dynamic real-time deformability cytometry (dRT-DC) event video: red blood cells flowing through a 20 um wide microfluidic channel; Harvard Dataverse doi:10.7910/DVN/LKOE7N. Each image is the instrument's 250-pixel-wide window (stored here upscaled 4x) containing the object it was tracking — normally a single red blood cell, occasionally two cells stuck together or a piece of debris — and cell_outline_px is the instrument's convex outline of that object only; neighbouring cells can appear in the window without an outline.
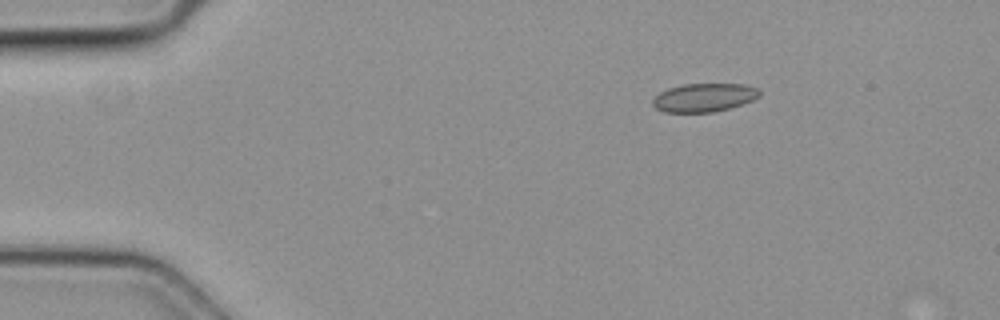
{"species": "common noctule bat (a hibernating species)", "species_latin": "Nyctalus noctula", "temperature_condition": "cold", "stored_images_in_passage": 4, "camera_frame_rate_fps": 3000, "um_per_image_px": 0.085, "animal": {"sex": "female", "body_mass_g": 19.3, "forearm_length_mm": 54.1}, "frame": {"image": 1, "passage_image": 1, "time_ms": 0.0, "image_size_px": [1000, 320], "cell_outline_px": [[760, 96], [752, 100], [728, 108], [712, 112], [664, 112], [656, 108], [652, 104], [652, 100], [660, 92], [668, 88], [684, 84], [744, 84], [756, 88], [760, 92]], "centroid_in_image_um": [59.82, 8.29], "position_along_channel_um": 25.2, "area_um2": 17.51}}
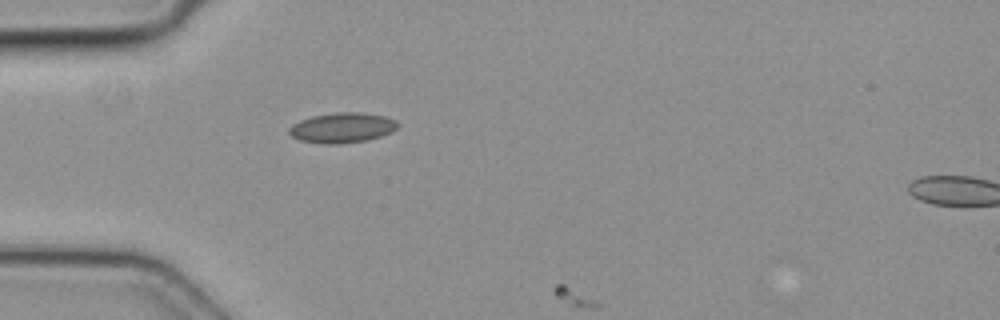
{"frame": {"image": 2, "passage_image": 3, "time_ms": 0.667, "image_size_px": [1000, 320], "cell_outline_px": [[400, 124], [392, 132], [380, 136], [364, 140], [340, 144], [324, 144], [300, 140], [292, 136], [288, 132], [288, 128], [292, 124], [300, 120], [312, 116], [336, 112], [360, 112], [384, 116], [396, 120]], "centroid_in_image_um": [29.07, 10.85], "position_along_channel_um": 55.9, "area_um2": 19.07}}